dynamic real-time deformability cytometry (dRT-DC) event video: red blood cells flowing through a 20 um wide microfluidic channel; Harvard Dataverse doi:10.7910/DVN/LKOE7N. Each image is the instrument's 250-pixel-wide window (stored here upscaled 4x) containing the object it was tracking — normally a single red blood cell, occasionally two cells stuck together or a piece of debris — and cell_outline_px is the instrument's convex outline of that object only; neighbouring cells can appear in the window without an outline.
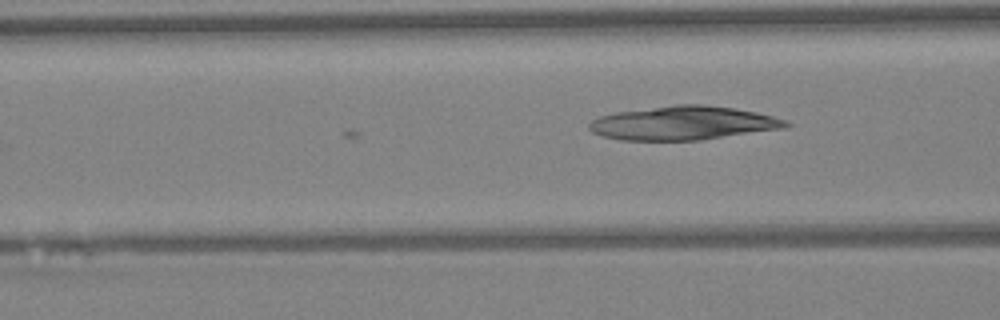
{"species": "Egyptian fruit bat (a non-hibernating species)", "species_latin": "Rousettus aegyptiacus", "temperature_condition": "warm", "stored_images_in_passage": 7, "camera_frame_rate_fps": 3000, "um_per_image_px": 0.085, "animal": {"sex": "female"}, "frame": {"image": 1, "passage_image": 7, "time_ms": 2.0, "image_size_px": [1000, 320], "cell_outline_px": [[792, 124], [780, 128], [700, 140], [620, 140], [604, 136], [592, 132], [588, 128], [588, 124], [592, 120], [600, 116], [616, 112], [676, 104], [700, 104], [732, 108], [756, 112], [788, 120]], "centroid_in_image_um": [58.03, 10.46], "position_along_channel_um": 108.6, "area_um2": 38.32}}